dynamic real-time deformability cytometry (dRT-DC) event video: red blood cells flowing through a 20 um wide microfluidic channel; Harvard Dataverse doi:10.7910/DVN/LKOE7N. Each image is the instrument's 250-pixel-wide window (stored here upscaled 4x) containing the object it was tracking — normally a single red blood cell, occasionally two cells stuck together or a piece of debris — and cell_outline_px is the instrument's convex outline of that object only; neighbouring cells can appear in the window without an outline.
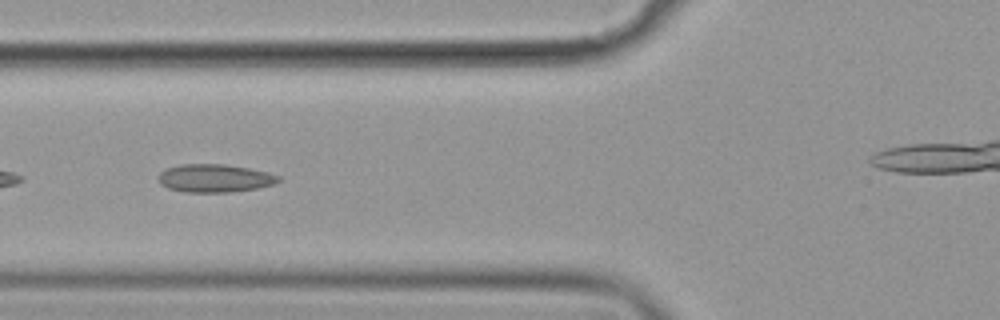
{"species": "common noctule bat (a hibernating species)", "species_latin": "Nyctalus noctula", "temperature_condition": "cold", "stored_images_in_passage": 40, "camera_frame_rate_fps": 3000, "um_per_image_px": 0.085, "animal": {"sex": "female", "body_mass_g": 19.9}, "frame": {"image": 1, "passage_image": 5, "time_ms": 1.333, "image_size_px": [1000, 320], "cell_outline_px": [[280, 180], [276, 184], [256, 188], [228, 192], [184, 192], [168, 188], [160, 184], [156, 176], [160, 172], [168, 168], [180, 164], [224, 164], [248, 168], [268, 172], [280, 176]], "centroid_in_image_um": [18.23, 15.15], "position_along_channel_um": 107.6, "area_um2": 19.71}}
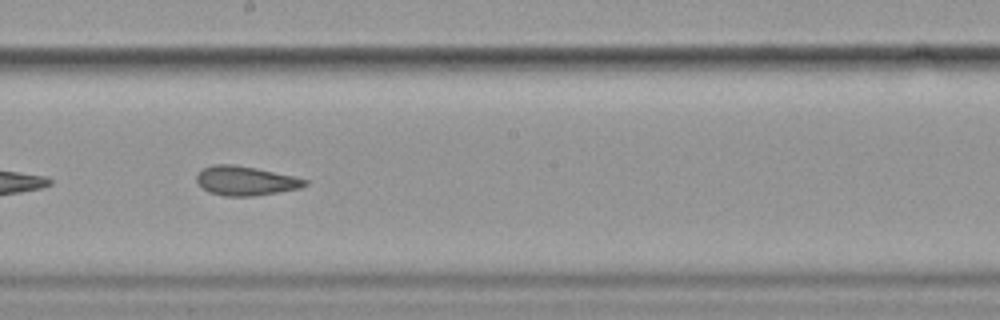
{"frame": {"image": 2, "passage_image": 15, "time_ms": 4.667, "image_size_px": [1000, 320], "cell_outline_px": [[308, 184], [300, 188], [252, 196], [224, 196], [208, 192], [196, 180], [196, 176], [204, 168], [212, 164], [232, 164], [256, 168], [292, 176], [308, 180]], "centroid_in_image_um": [20.86, 15.36], "position_along_channel_um": 227.3, "area_um2": 18.21}}
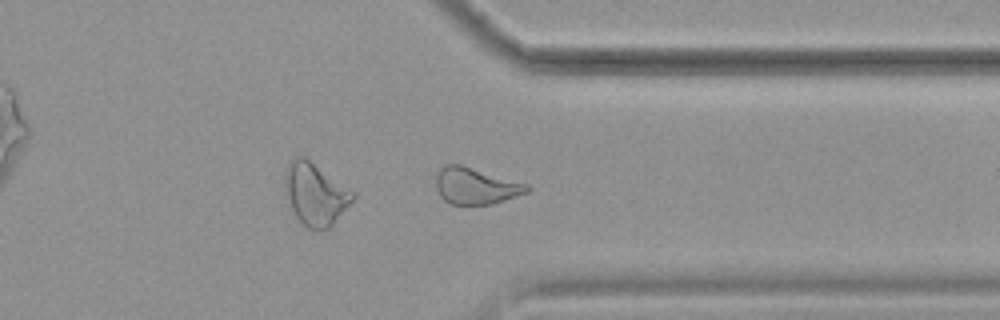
{"frame": {"image": 3, "passage_image": 27, "time_ms": 8.667, "image_size_px": [1000, 320], "cell_outline_px": [[532, 188], [528, 192], [492, 204], [464, 208], [452, 204], [444, 200], [440, 196], [436, 188], [436, 176], [440, 168], [444, 164], [460, 164], [528, 184]], "centroid_in_image_um": [40.41, 15.85], "position_along_channel_um": 371.0, "area_um2": 19.88}, "authors_computed_cell_mechanics": {"area_um2": 19.1607, "velocity_mm_per_s": 3.5935, "shape_relaxation_time_tau1_ms": null, "shape_relaxation_time_tau2_ms": 2.7019, "deformation_change_tau1": null, "deformation_change_tau2": 0.0977}}